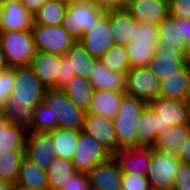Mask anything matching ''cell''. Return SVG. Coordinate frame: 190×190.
Wrapping results in <instances>:
<instances>
[{
    "instance_id": "1",
    "label": "cell",
    "mask_w": 190,
    "mask_h": 190,
    "mask_svg": "<svg viewBox=\"0 0 190 190\" xmlns=\"http://www.w3.org/2000/svg\"><path fill=\"white\" fill-rule=\"evenodd\" d=\"M15 82L0 112L10 123L33 132L34 108L43 102L45 87L29 66L14 67Z\"/></svg>"
},
{
    "instance_id": "2",
    "label": "cell",
    "mask_w": 190,
    "mask_h": 190,
    "mask_svg": "<svg viewBox=\"0 0 190 190\" xmlns=\"http://www.w3.org/2000/svg\"><path fill=\"white\" fill-rule=\"evenodd\" d=\"M104 14L91 0H74L67 6L61 26L77 42Z\"/></svg>"
},
{
    "instance_id": "3",
    "label": "cell",
    "mask_w": 190,
    "mask_h": 190,
    "mask_svg": "<svg viewBox=\"0 0 190 190\" xmlns=\"http://www.w3.org/2000/svg\"><path fill=\"white\" fill-rule=\"evenodd\" d=\"M146 105L145 101L124 94L119 105V113L113 119L118 139V150L120 148L137 147L135 132L137 119Z\"/></svg>"
},
{
    "instance_id": "4",
    "label": "cell",
    "mask_w": 190,
    "mask_h": 190,
    "mask_svg": "<svg viewBox=\"0 0 190 190\" xmlns=\"http://www.w3.org/2000/svg\"><path fill=\"white\" fill-rule=\"evenodd\" d=\"M0 47L9 67L29 66L37 52L31 30L0 31Z\"/></svg>"
},
{
    "instance_id": "5",
    "label": "cell",
    "mask_w": 190,
    "mask_h": 190,
    "mask_svg": "<svg viewBox=\"0 0 190 190\" xmlns=\"http://www.w3.org/2000/svg\"><path fill=\"white\" fill-rule=\"evenodd\" d=\"M43 102L50 108L57 128L82 130L86 112L75 106L62 89H46Z\"/></svg>"
},
{
    "instance_id": "6",
    "label": "cell",
    "mask_w": 190,
    "mask_h": 190,
    "mask_svg": "<svg viewBox=\"0 0 190 190\" xmlns=\"http://www.w3.org/2000/svg\"><path fill=\"white\" fill-rule=\"evenodd\" d=\"M111 157L112 154L96 139L83 130H78L76 149L71 159L76 172L87 174Z\"/></svg>"
},
{
    "instance_id": "7",
    "label": "cell",
    "mask_w": 190,
    "mask_h": 190,
    "mask_svg": "<svg viewBox=\"0 0 190 190\" xmlns=\"http://www.w3.org/2000/svg\"><path fill=\"white\" fill-rule=\"evenodd\" d=\"M181 160L178 156L159 152L151 148V161L147 179L152 188L173 190V183Z\"/></svg>"
},
{
    "instance_id": "8",
    "label": "cell",
    "mask_w": 190,
    "mask_h": 190,
    "mask_svg": "<svg viewBox=\"0 0 190 190\" xmlns=\"http://www.w3.org/2000/svg\"><path fill=\"white\" fill-rule=\"evenodd\" d=\"M148 105L157 115L158 135L174 126L190 124V109L184 100L158 97Z\"/></svg>"
},
{
    "instance_id": "9",
    "label": "cell",
    "mask_w": 190,
    "mask_h": 190,
    "mask_svg": "<svg viewBox=\"0 0 190 190\" xmlns=\"http://www.w3.org/2000/svg\"><path fill=\"white\" fill-rule=\"evenodd\" d=\"M124 93L145 101L147 104L159 97L160 80L147 66L131 67L125 75Z\"/></svg>"
},
{
    "instance_id": "10",
    "label": "cell",
    "mask_w": 190,
    "mask_h": 190,
    "mask_svg": "<svg viewBox=\"0 0 190 190\" xmlns=\"http://www.w3.org/2000/svg\"><path fill=\"white\" fill-rule=\"evenodd\" d=\"M31 31L37 51L63 56L75 43L74 39L61 25L44 26L34 24Z\"/></svg>"
},
{
    "instance_id": "11",
    "label": "cell",
    "mask_w": 190,
    "mask_h": 190,
    "mask_svg": "<svg viewBox=\"0 0 190 190\" xmlns=\"http://www.w3.org/2000/svg\"><path fill=\"white\" fill-rule=\"evenodd\" d=\"M52 134L28 132L25 140V157L44 171H48L55 156Z\"/></svg>"
},
{
    "instance_id": "12",
    "label": "cell",
    "mask_w": 190,
    "mask_h": 190,
    "mask_svg": "<svg viewBox=\"0 0 190 190\" xmlns=\"http://www.w3.org/2000/svg\"><path fill=\"white\" fill-rule=\"evenodd\" d=\"M124 9L143 24L158 25L170 15L168 0H125Z\"/></svg>"
},
{
    "instance_id": "13",
    "label": "cell",
    "mask_w": 190,
    "mask_h": 190,
    "mask_svg": "<svg viewBox=\"0 0 190 190\" xmlns=\"http://www.w3.org/2000/svg\"><path fill=\"white\" fill-rule=\"evenodd\" d=\"M34 16L21 0L0 1V31L32 30Z\"/></svg>"
},
{
    "instance_id": "14",
    "label": "cell",
    "mask_w": 190,
    "mask_h": 190,
    "mask_svg": "<svg viewBox=\"0 0 190 190\" xmlns=\"http://www.w3.org/2000/svg\"><path fill=\"white\" fill-rule=\"evenodd\" d=\"M79 42L92 57L100 59L114 45L109 17L104 14Z\"/></svg>"
},
{
    "instance_id": "15",
    "label": "cell",
    "mask_w": 190,
    "mask_h": 190,
    "mask_svg": "<svg viewBox=\"0 0 190 190\" xmlns=\"http://www.w3.org/2000/svg\"><path fill=\"white\" fill-rule=\"evenodd\" d=\"M184 50L168 43L158 44L157 52L147 67L159 80L167 78L183 67Z\"/></svg>"
},
{
    "instance_id": "16",
    "label": "cell",
    "mask_w": 190,
    "mask_h": 190,
    "mask_svg": "<svg viewBox=\"0 0 190 190\" xmlns=\"http://www.w3.org/2000/svg\"><path fill=\"white\" fill-rule=\"evenodd\" d=\"M122 175L118 163L111 157L87 173L90 190H122Z\"/></svg>"
},
{
    "instance_id": "17",
    "label": "cell",
    "mask_w": 190,
    "mask_h": 190,
    "mask_svg": "<svg viewBox=\"0 0 190 190\" xmlns=\"http://www.w3.org/2000/svg\"><path fill=\"white\" fill-rule=\"evenodd\" d=\"M82 130L102 144L112 155L118 150L113 120L86 113Z\"/></svg>"
},
{
    "instance_id": "18",
    "label": "cell",
    "mask_w": 190,
    "mask_h": 190,
    "mask_svg": "<svg viewBox=\"0 0 190 190\" xmlns=\"http://www.w3.org/2000/svg\"><path fill=\"white\" fill-rule=\"evenodd\" d=\"M112 157L116 160L123 174L147 175L151 161L150 147L120 148Z\"/></svg>"
},
{
    "instance_id": "19",
    "label": "cell",
    "mask_w": 190,
    "mask_h": 190,
    "mask_svg": "<svg viewBox=\"0 0 190 190\" xmlns=\"http://www.w3.org/2000/svg\"><path fill=\"white\" fill-rule=\"evenodd\" d=\"M60 62V55L37 51L29 67L39 78L45 89H56L58 75H60Z\"/></svg>"
},
{
    "instance_id": "20",
    "label": "cell",
    "mask_w": 190,
    "mask_h": 190,
    "mask_svg": "<svg viewBox=\"0 0 190 190\" xmlns=\"http://www.w3.org/2000/svg\"><path fill=\"white\" fill-rule=\"evenodd\" d=\"M124 94L123 91L94 90L86 113L113 120L119 113V105Z\"/></svg>"
},
{
    "instance_id": "21",
    "label": "cell",
    "mask_w": 190,
    "mask_h": 190,
    "mask_svg": "<svg viewBox=\"0 0 190 190\" xmlns=\"http://www.w3.org/2000/svg\"><path fill=\"white\" fill-rule=\"evenodd\" d=\"M91 72L88 79L94 90L125 91V75L110 71L100 59L95 60Z\"/></svg>"
},
{
    "instance_id": "22",
    "label": "cell",
    "mask_w": 190,
    "mask_h": 190,
    "mask_svg": "<svg viewBox=\"0 0 190 190\" xmlns=\"http://www.w3.org/2000/svg\"><path fill=\"white\" fill-rule=\"evenodd\" d=\"M105 14L109 17L114 44L127 46L132 41L135 19L124 8L106 11Z\"/></svg>"
},
{
    "instance_id": "23",
    "label": "cell",
    "mask_w": 190,
    "mask_h": 190,
    "mask_svg": "<svg viewBox=\"0 0 190 190\" xmlns=\"http://www.w3.org/2000/svg\"><path fill=\"white\" fill-rule=\"evenodd\" d=\"M189 134L190 124L174 126L158 135L152 149L180 157L181 147H183Z\"/></svg>"
},
{
    "instance_id": "24",
    "label": "cell",
    "mask_w": 190,
    "mask_h": 190,
    "mask_svg": "<svg viewBox=\"0 0 190 190\" xmlns=\"http://www.w3.org/2000/svg\"><path fill=\"white\" fill-rule=\"evenodd\" d=\"M137 147L152 148L158 137L157 115L147 104L141 111L136 125Z\"/></svg>"
},
{
    "instance_id": "25",
    "label": "cell",
    "mask_w": 190,
    "mask_h": 190,
    "mask_svg": "<svg viewBox=\"0 0 190 190\" xmlns=\"http://www.w3.org/2000/svg\"><path fill=\"white\" fill-rule=\"evenodd\" d=\"M189 87L190 73L182 67L167 78L160 80L159 97L185 101Z\"/></svg>"
},
{
    "instance_id": "26",
    "label": "cell",
    "mask_w": 190,
    "mask_h": 190,
    "mask_svg": "<svg viewBox=\"0 0 190 190\" xmlns=\"http://www.w3.org/2000/svg\"><path fill=\"white\" fill-rule=\"evenodd\" d=\"M27 132L10 123L0 112V153L25 151Z\"/></svg>"
},
{
    "instance_id": "27",
    "label": "cell",
    "mask_w": 190,
    "mask_h": 190,
    "mask_svg": "<svg viewBox=\"0 0 190 190\" xmlns=\"http://www.w3.org/2000/svg\"><path fill=\"white\" fill-rule=\"evenodd\" d=\"M16 185L25 190H49L46 171L26 157L21 162Z\"/></svg>"
},
{
    "instance_id": "28",
    "label": "cell",
    "mask_w": 190,
    "mask_h": 190,
    "mask_svg": "<svg viewBox=\"0 0 190 190\" xmlns=\"http://www.w3.org/2000/svg\"><path fill=\"white\" fill-rule=\"evenodd\" d=\"M68 99L79 109L87 111L94 89L88 78L75 76L62 89Z\"/></svg>"
},
{
    "instance_id": "29",
    "label": "cell",
    "mask_w": 190,
    "mask_h": 190,
    "mask_svg": "<svg viewBox=\"0 0 190 190\" xmlns=\"http://www.w3.org/2000/svg\"><path fill=\"white\" fill-rule=\"evenodd\" d=\"M65 56L71 63L72 74L83 78L91 76L96 58L92 57L79 41L71 46Z\"/></svg>"
},
{
    "instance_id": "30",
    "label": "cell",
    "mask_w": 190,
    "mask_h": 190,
    "mask_svg": "<svg viewBox=\"0 0 190 190\" xmlns=\"http://www.w3.org/2000/svg\"><path fill=\"white\" fill-rule=\"evenodd\" d=\"M46 173L49 190H55L65 186V183L73 177L76 170L71 160L55 157Z\"/></svg>"
},
{
    "instance_id": "31",
    "label": "cell",
    "mask_w": 190,
    "mask_h": 190,
    "mask_svg": "<svg viewBox=\"0 0 190 190\" xmlns=\"http://www.w3.org/2000/svg\"><path fill=\"white\" fill-rule=\"evenodd\" d=\"M49 132L52 134L53 144L55 146V156L71 160L76 149L78 131L56 128Z\"/></svg>"
},
{
    "instance_id": "32",
    "label": "cell",
    "mask_w": 190,
    "mask_h": 190,
    "mask_svg": "<svg viewBox=\"0 0 190 190\" xmlns=\"http://www.w3.org/2000/svg\"><path fill=\"white\" fill-rule=\"evenodd\" d=\"M157 44L154 41H131L126 50L129 55L131 67L147 66L157 52Z\"/></svg>"
},
{
    "instance_id": "33",
    "label": "cell",
    "mask_w": 190,
    "mask_h": 190,
    "mask_svg": "<svg viewBox=\"0 0 190 190\" xmlns=\"http://www.w3.org/2000/svg\"><path fill=\"white\" fill-rule=\"evenodd\" d=\"M159 44H169L179 49H185V40L181 36L180 18L168 16L158 24Z\"/></svg>"
},
{
    "instance_id": "34",
    "label": "cell",
    "mask_w": 190,
    "mask_h": 190,
    "mask_svg": "<svg viewBox=\"0 0 190 190\" xmlns=\"http://www.w3.org/2000/svg\"><path fill=\"white\" fill-rule=\"evenodd\" d=\"M25 151L0 153V180L16 184Z\"/></svg>"
},
{
    "instance_id": "35",
    "label": "cell",
    "mask_w": 190,
    "mask_h": 190,
    "mask_svg": "<svg viewBox=\"0 0 190 190\" xmlns=\"http://www.w3.org/2000/svg\"><path fill=\"white\" fill-rule=\"evenodd\" d=\"M100 60L110 71L118 72L123 75H126L131 68L129 55L124 45L114 44L105 52Z\"/></svg>"
},
{
    "instance_id": "36",
    "label": "cell",
    "mask_w": 190,
    "mask_h": 190,
    "mask_svg": "<svg viewBox=\"0 0 190 190\" xmlns=\"http://www.w3.org/2000/svg\"><path fill=\"white\" fill-rule=\"evenodd\" d=\"M68 5L48 0L34 15V24L59 26Z\"/></svg>"
},
{
    "instance_id": "37",
    "label": "cell",
    "mask_w": 190,
    "mask_h": 190,
    "mask_svg": "<svg viewBox=\"0 0 190 190\" xmlns=\"http://www.w3.org/2000/svg\"><path fill=\"white\" fill-rule=\"evenodd\" d=\"M57 128V122L52 121V114L50 108L44 103L38 104L34 108V123L33 131L45 132Z\"/></svg>"
},
{
    "instance_id": "38",
    "label": "cell",
    "mask_w": 190,
    "mask_h": 190,
    "mask_svg": "<svg viewBox=\"0 0 190 190\" xmlns=\"http://www.w3.org/2000/svg\"><path fill=\"white\" fill-rule=\"evenodd\" d=\"M132 41H154L159 44L158 25L143 24L136 22Z\"/></svg>"
},
{
    "instance_id": "39",
    "label": "cell",
    "mask_w": 190,
    "mask_h": 190,
    "mask_svg": "<svg viewBox=\"0 0 190 190\" xmlns=\"http://www.w3.org/2000/svg\"><path fill=\"white\" fill-rule=\"evenodd\" d=\"M14 82V67H8L7 69L0 71V110L4 107L5 102L10 97Z\"/></svg>"
},
{
    "instance_id": "40",
    "label": "cell",
    "mask_w": 190,
    "mask_h": 190,
    "mask_svg": "<svg viewBox=\"0 0 190 190\" xmlns=\"http://www.w3.org/2000/svg\"><path fill=\"white\" fill-rule=\"evenodd\" d=\"M147 176L142 174H123L122 190H151Z\"/></svg>"
},
{
    "instance_id": "41",
    "label": "cell",
    "mask_w": 190,
    "mask_h": 190,
    "mask_svg": "<svg viewBox=\"0 0 190 190\" xmlns=\"http://www.w3.org/2000/svg\"><path fill=\"white\" fill-rule=\"evenodd\" d=\"M173 190H190V165L182 163L175 175Z\"/></svg>"
},
{
    "instance_id": "42",
    "label": "cell",
    "mask_w": 190,
    "mask_h": 190,
    "mask_svg": "<svg viewBox=\"0 0 190 190\" xmlns=\"http://www.w3.org/2000/svg\"><path fill=\"white\" fill-rule=\"evenodd\" d=\"M172 17L190 19V0H168Z\"/></svg>"
},
{
    "instance_id": "43",
    "label": "cell",
    "mask_w": 190,
    "mask_h": 190,
    "mask_svg": "<svg viewBox=\"0 0 190 190\" xmlns=\"http://www.w3.org/2000/svg\"><path fill=\"white\" fill-rule=\"evenodd\" d=\"M55 190H90L87 174L76 172L65 186Z\"/></svg>"
},
{
    "instance_id": "44",
    "label": "cell",
    "mask_w": 190,
    "mask_h": 190,
    "mask_svg": "<svg viewBox=\"0 0 190 190\" xmlns=\"http://www.w3.org/2000/svg\"><path fill=\"white\" fill-rule=\"evenodd\" d=\"M74 77L75 74H72L71 63L68 58L65 55L61 56L60 75H58L56 89H63V87Z\"/></svg>"
},
{
    "instance_id": "45",
    "label": "cell",
    "mask_w": 190,
    "mask_h": 190,
    "mask_svg": "<svg viewBox=\"0 0 190 190\" xmlns=\"http://www.w3.org/2000/svg\"><path fill=\"white\" fill-rule=\"evenodd\" d=\"M97 7L106 11L119 10L124 8L125 0H91Z\"/></svg>"
},
{
    "instance_id": "46",
    "label": "cell",
    "mask_w": 190,
    "mask_h": 190,
    "mask_svg": "<svg viewBox=\"0 0 190 190\" xmlns=\"http://www.w3.org/2000/svg\"><path fill=\"white\" fill-rule=\"evenodd\" d=\"M48 0H21L22 4L27 8L31 15H35L37 11L47 2Z\"/></svg>"
},
{
    "instance_id": "47",
    "label": "cell",
    "mask_w": 190,
    "mask_h": 190,
    "mask_svg": "<svg viewBox=\"0 0 190 190\" xmlns=\"http://www.w3.org/2000/svg\"><path fill=\"white\" fill-rule=\"evenodd\" d=\"M181 36L185 40V48L190 45V19L180 18Z\"/></svg>"
},
{
    "instance_id": "48",
    "label": "cell",
    "mask_w": 190,
    "mask_h": 190,
    "mask_svg": "<svg viewBox=\"0 0 190 190\" xmlns=\"http://www.w3.org/2000/svg\"><path fill=\"white\" fill-rule=\"evenodd\" d=\"M179 158L182 163L190 165V134L188 135L187 140L183 144V147H181V155Z\"/></svg>"
},
{
    "instance_id": "49",
    "label": "cell",
    "mask_w": 190,
    "mask_h": 190,
    "mask_svg": "<svg viewBox=\"0 0 190 190\" xmlns=\"http://www.w3.org/2000/svg\"><path fill=\"white\" fill-rule=\"evenodd\" d=\"M183 67L190 73V49H185L184 50Z\"/></svg>"
},
{
    "instance_id": "50",
    "label": "cell",
    "mask_w": 190,
    "mask_h": 190,
    "mask_svg": "<svg viewBox=\"0 0 190 190\" xmlns=\"http://www.w3.org/2000/svg\"><path fill=\"white\" fill-rule=\"evenodd\" d=\"M8 67L9 66L6 61L5 54L3 53L0 47V71L7 69Z\"/></svg>"
},
{
    "instance_id": "51",
    "label": "cell",
    "mask_w": 190,
    "mask_h": 190,
    "mask_svg": "<svg viewBox=\"0 0 190 190\" xmlns=\"http://www.w3.org/2000/svg\"><path fill=\"white\" fill-rule=\"evenodd\" d=\"M11 186L12 184L6 181L0 180V190H10Z\"/></svg>"
},
{
    "instance_id": "52",
    "label": "cell",
    "mask_w": 190,
    "mask_h": 190,
    "mask_svg": "<svg viewBox=\"0 0 190 190\" xmlns=\"http://www.w3.org/2000/svg\"><path fill=\"white\" fill-rule=\"evenodd\" d=\"M51 1L60 2V3H63L65 5H69L74 0H51Z\"/></svg>"
},
{
    "instance_id": "53",
    "label": "cell",
    "mask_w": 190,
    "mask_h": 190,
    "mask_svg": "<svg viewBox=\"0 0 190 190\" xmlns=\"http://www.w3.org/2000/svg\"><path fill=\"white\" fill-rule=\"evenodd\" d=\"M185 102L189 106V109H190V87H189Z\"/></svg>"
},
{
    "instance_id": "54",
    "label": "cell",
    "mask_w": 190,
    "mask_h": 190,
    "mask_svg": "<svg viewBox=\"0 0 190 190\" xmlns=\"http://www.w3.org/2000/svg\"><path fill=\"white\" fill-rule=\"evenodd\" d=\"M10 190H25V189L14 184L11 186Z\"/></svg>"
},
{
    "instance_id": "55",
    "label": "cell",
    "mask_w": 190,
    "mask_h": 190,
    "mask_svg": "<svg viewBox=\"0 0 190 190\" xmlns=\"http://www.w3.org/2000/svg\"><path fill=\"white\" fill-rule=\"evenodd\" d=\"M151 190H165V189H156V188H152Z\"/></svg>"
}]
</instances>
